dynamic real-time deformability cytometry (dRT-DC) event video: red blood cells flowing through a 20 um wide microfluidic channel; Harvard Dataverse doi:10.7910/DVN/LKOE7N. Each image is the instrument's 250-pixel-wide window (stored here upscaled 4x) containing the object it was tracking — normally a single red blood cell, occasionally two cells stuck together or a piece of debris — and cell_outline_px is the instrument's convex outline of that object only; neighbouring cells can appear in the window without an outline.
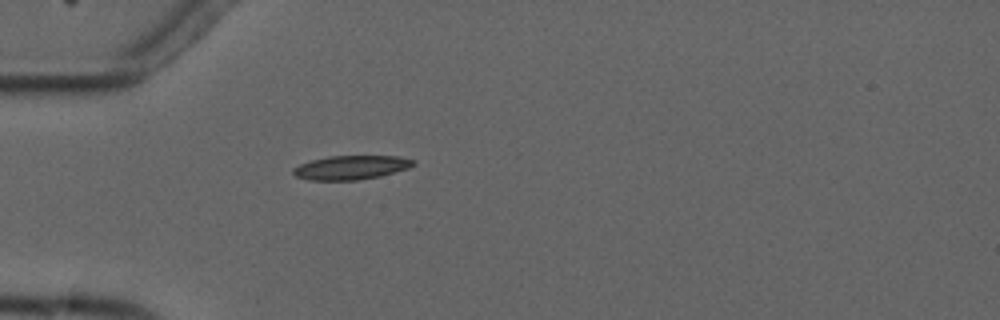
{"species": "common noctule bat (a hibernating species)", "species_latin": "Nyctalus noctula", "temperature_condition": "cold", "stored_images_in_passage": 2, "camera_frame_rate_fps": 3000, "um_per_image_px": 0.085, "animal": {"sex": "male", "forearm_length_mm": 52.5}, "frame": {"image": 1, "passage_image": 2, "time_ms": 1.333, "image_size_px": [1000, 320], "cell_outline_px": [[416, 164], [408, 168], [380, 176], [356, 180], [308, 180], [296, 176], [292, 172], [292, 168], [300, 164], [312, 160], [328, 156], [400, 156], [416, 160]], "centroid_in_image_um": [29.85, 14.23], "position_along_channel_um": 55.2, "area_um2": 16.82}}